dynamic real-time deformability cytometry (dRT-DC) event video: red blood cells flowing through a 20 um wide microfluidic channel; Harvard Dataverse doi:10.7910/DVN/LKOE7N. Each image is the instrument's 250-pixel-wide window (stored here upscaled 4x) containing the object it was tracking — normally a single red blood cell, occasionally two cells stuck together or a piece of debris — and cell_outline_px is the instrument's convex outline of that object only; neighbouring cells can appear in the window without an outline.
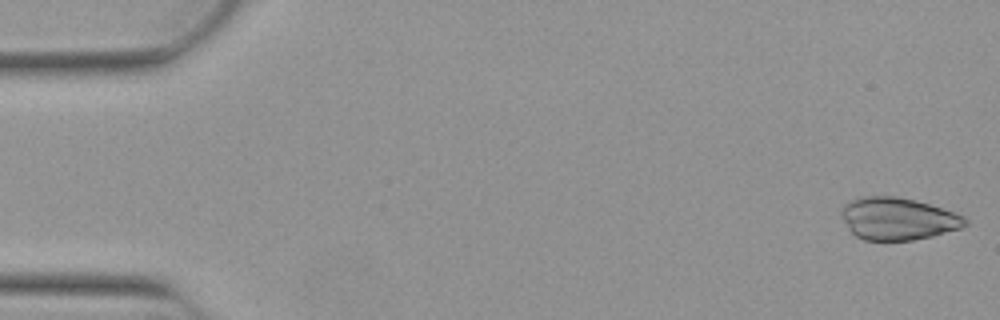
{"species": "Egyptian fruit bat (a non-hibernating species)", "species_latin": "Rousettus aegyptiacus", "temperature_condition": "warm", "stored_images_in_passage": 8, "camera_frame_rate_fps": 3000, "um_per_image_px": 0.085, "animal": {"sex": "female"}, "frame": {"image": 1, "passage_image": 1, "time_ms": 0.0, "image_size_px": [1000, 320], "cell_outline_px": [[968, 224], [960, 228], [932, 236], [912, 240], [864, 240], [856, 236], [848, 228], [840, 216], [840, 208], [848, 200], [860, 196], [896, 196], [916, 200], [964, 216], [968, 220]], "centroid_in_image_um": [76.26, 18.58], "position_along_channel_um": 8.7, "area_um2": 30.63}}